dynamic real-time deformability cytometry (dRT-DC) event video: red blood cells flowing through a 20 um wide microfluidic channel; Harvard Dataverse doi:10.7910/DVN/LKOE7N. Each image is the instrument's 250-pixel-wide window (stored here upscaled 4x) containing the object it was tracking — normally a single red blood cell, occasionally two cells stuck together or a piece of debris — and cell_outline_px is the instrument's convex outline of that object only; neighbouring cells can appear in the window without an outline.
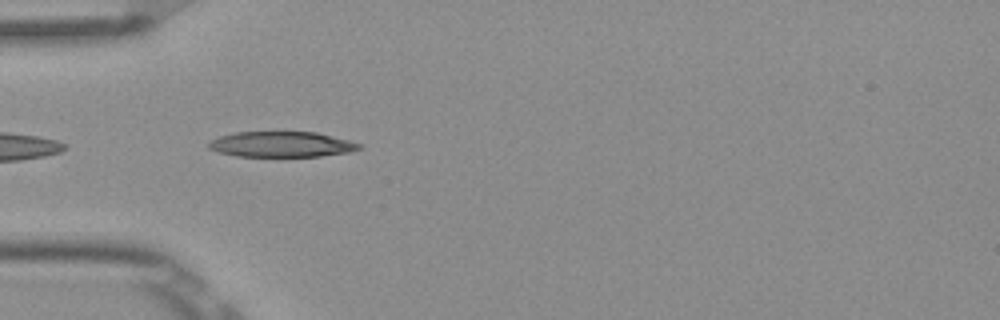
{"species": "Egyptian fruit bat (a non-hibernating species)", "species_latin": "Rousettus aegyptiacus", "temperature_condition": "room temperature", "stored_images_in_passage": 38, "camera_frame_rate_fps": 3000, "um_per_image_px": 0.085, "frame": {"image": 1, "passage_image": 2, "time_ms": 0.333, "image_size_px": [1000, 320], "cell_outline_px": [[364, 144], [360, 148], [352, 152], [320, 156], [236, 156], [220, 152], [208, 148], [208, 144], [212, 140], [220, 136], [236, 132], [316, 132]], "centroid_in_image_um": [23.97, 12.27], "position_along_channel_um": 61.0, "area_um2": 22.25}}
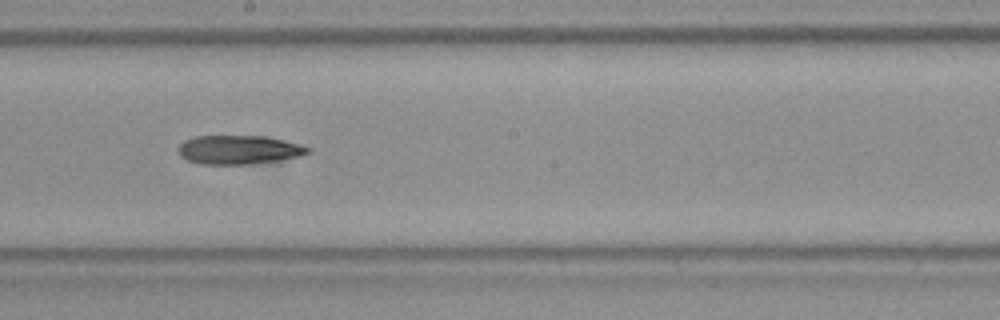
{"frame": {"image": 2, "passage_image": 15, "time_ms": 4.667, "image_size_px": [1000, 320], "cell_outline_px": [[312, 152], [300, 156], [280, 160], [248, 164], [200, 164], [188, 160], [180, 156], [180, 144], [184, 140], [196, 136], [264, 136], [284, 140], [300, 144], [312, 148]], "centroid_in_image_um": [20.35, 12.73], "position_along_channel_um": 227.9, "area_um2": 21.79}}
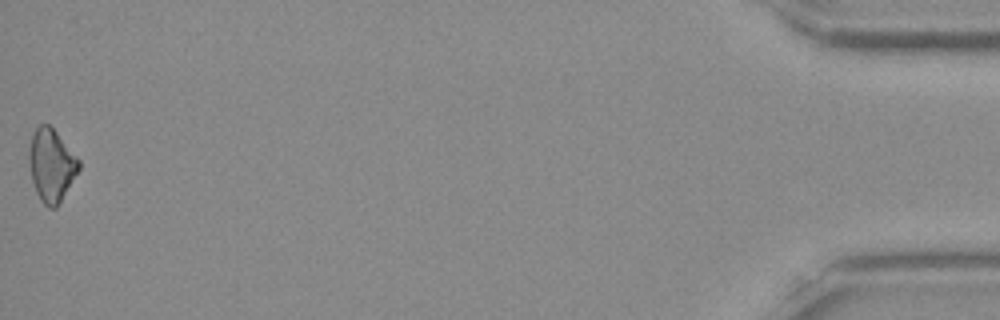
{"frame": {"image": 3, "passage_image": 38, "time_ms": 12.333, "image_size_px": [1000, 320], "cell_outline_px": [[80, 168], [60, 204], [56, 208], [48, 208], [40, 200], [36, 192], [32, 180], [28, 160], [28, 156], [32, 132], [40, 124], [48, 124], [56, 132], [80, 160]], "centroid_in_image_um": [4.36, 14.07], "position_along_channel_um": 430.8, "area_um2": 21.15}}